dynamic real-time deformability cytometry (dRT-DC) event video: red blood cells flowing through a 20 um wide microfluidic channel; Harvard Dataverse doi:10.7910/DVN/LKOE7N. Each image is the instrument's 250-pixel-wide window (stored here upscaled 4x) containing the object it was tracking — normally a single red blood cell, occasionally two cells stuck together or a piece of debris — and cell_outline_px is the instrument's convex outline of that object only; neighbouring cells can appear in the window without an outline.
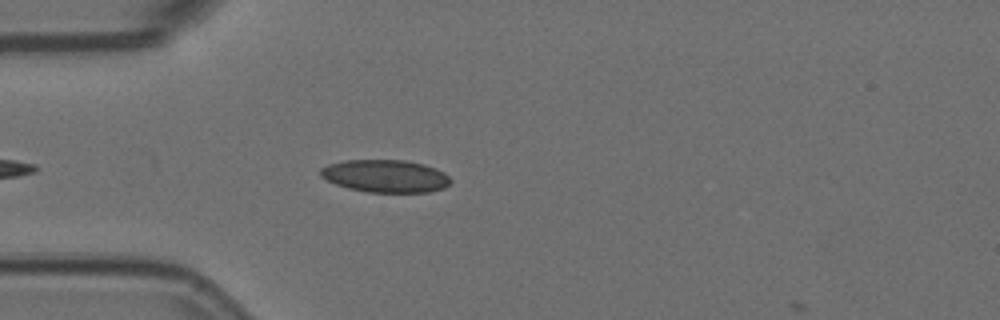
{"species": "Egyptian fruit bat (a non-hibernating species)", "species_latin": "Rousettus aegyptiacus", "temperature_condition": "room temperature", "stored_images_in_passage": 4, "camera_frame_rate_fps": 3000, "um_per_image_px": 0.085, "animal": {"sex": "female"}, "frame": {"image": 1, "passage_image": 3, "time_ms": 0.667, "image_size_px": [1000, 320], "cell_outline_px": [[452, 180], [444, 188], [428, 192], [368, 192], [348, 188], [336, 184], [320, 176], [320, 168], [328, 164], [344, 160], [404, 160], [424, 164], [436, 168], [444, 172]], "centroid_in_image_um": [32.76, 14.96], "position_along_channel_um": 52.2, "area_um2": 24.74}}